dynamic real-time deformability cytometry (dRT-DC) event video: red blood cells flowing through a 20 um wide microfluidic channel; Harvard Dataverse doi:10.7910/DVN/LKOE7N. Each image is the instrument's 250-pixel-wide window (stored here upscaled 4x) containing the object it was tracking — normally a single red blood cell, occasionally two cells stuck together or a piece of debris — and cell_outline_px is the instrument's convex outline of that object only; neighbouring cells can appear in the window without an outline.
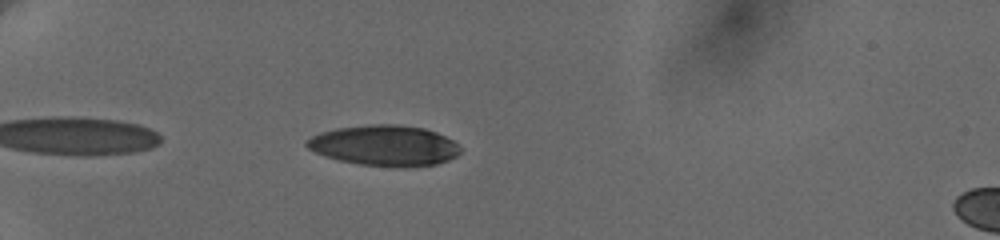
{"species": "human", "species_latin": "Homo sapiens", "temperature_condition": "cold", "stored_images_in_passage": 11, "camera_frame_rate_fps": 3000, "um_per_image_px": 0.085, "donor": {"sex": "female"}, "frame": {"image": 1, "passage_image": 7, "time_ms": 1.333, "image_size_px": [1000, 240], "cell_outline_px": [[460, 152], [456, 156], [448, 160], [436, 164], [404, 168], [392, 168], [360, 164], [340, 160], [324, 156], [308, 148], [304, 144], [312, 136], [320, 132], [336, 128], [372, 124], [392, 124], [424, 128], [436, 132], [452, 140], [460, 148]], "centroid_in_image_um": [32.68, 12.38], "position_along_channel_um": 52.3, "area_um2": 36.41}}